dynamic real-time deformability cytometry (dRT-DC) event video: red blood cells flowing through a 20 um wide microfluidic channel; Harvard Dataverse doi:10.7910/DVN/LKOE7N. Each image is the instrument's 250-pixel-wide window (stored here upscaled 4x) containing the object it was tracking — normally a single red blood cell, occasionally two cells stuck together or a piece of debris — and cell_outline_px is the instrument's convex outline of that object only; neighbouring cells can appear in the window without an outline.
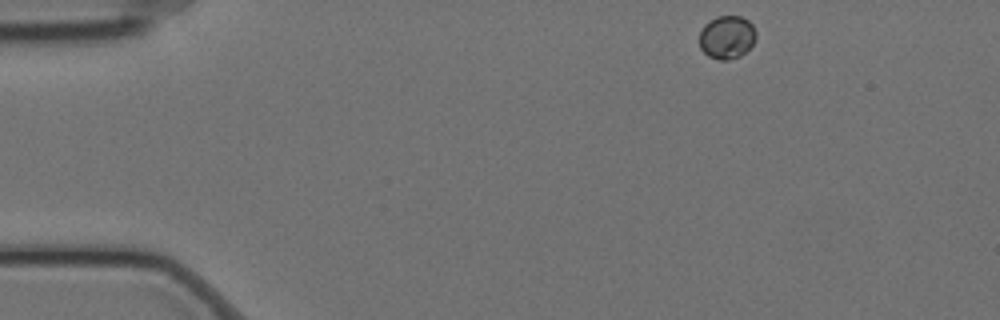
{"species": "Egyptian fruit bat (a non-hibernating species)", "species_latin": "Rousettus aegyptiacus", "temperature_condition": "cold", "stored_images_in_passage": 4, "camera_frame_rate_fps": 3000, "um_per_image_px": 0.085, "animal": {"sex": "female"}, "frame": {"image": 1, "passage_image": 1, "time_ms": 0.0, "image_size_px": [1000, 320], "cell_outline_px": [[756, 40], [740, 56], [728, 60], [720, 60], [708, 56], [700, 48], [700, 32], [704, 24], [716, 16], [740, 16], [748, 20], [752, 24], [756, 32]], "centroid_in_image_um": [61.78, 3.15], "position_along_channel_um": 23.2, "area_um2": 14.28}}